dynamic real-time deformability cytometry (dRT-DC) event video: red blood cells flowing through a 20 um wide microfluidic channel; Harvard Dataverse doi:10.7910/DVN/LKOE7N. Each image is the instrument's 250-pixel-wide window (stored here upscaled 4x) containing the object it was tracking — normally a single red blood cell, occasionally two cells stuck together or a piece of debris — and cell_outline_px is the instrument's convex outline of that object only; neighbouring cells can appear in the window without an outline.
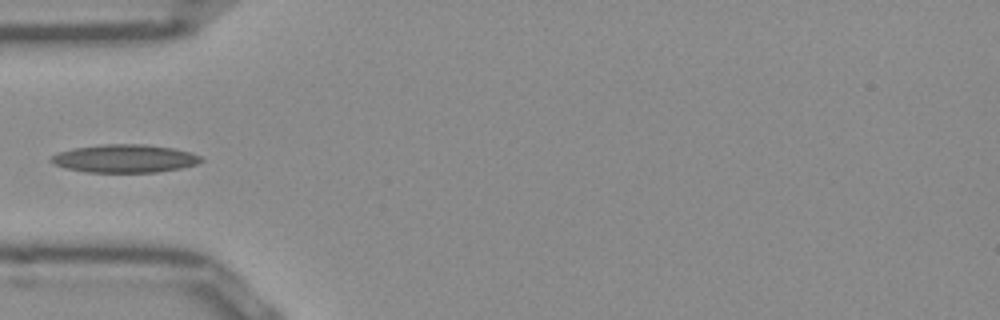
{"species": "Egyptian fruit bat (a non-hibernating species)", "species_latin": "Rousettus aegyptiacus", "temperature_condition": "room temperature", "stored_images_in_passage": 36, "camera_frame_rate_fps": 3000, "um_per_image_px": 0.085, "frame": {"image": 1, "passage_image": 1, "time_ms": 0.0, "image_size_px": [1000, 320], "cell_outline_px": [[204, 160], [196, 164], [180, 168], [156, 172], [84, 172], [64, 168], [48, 160], [52, 156], [60, 152], [72, 148], [104, 144], [144, 144], [172, 148], [188, 152], [200, 156]], "centroid_in_image_um": [10.57, 13.48], "position_along_channel_um": 74.4, "area_um2": 24.39}}
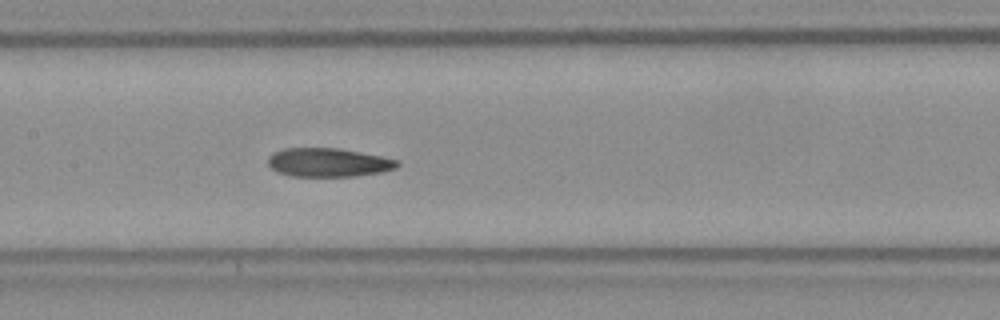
{"frame": {"image": 2, "passage_image": 9, "time_ms": 2.667, "image_size_px": [1000, 320], "cell_outline_px": [[400, 164], [396, 168], [380, 172], [356, 176], [292, 176], [276, 172], [268, 164], [268, 156], [284, 148], [340, 148], [400, 160]], "centroid_in_image_um": [27.92, 13.81], "position_along_channel_um": 179.5, "area_um2": 21.62}}
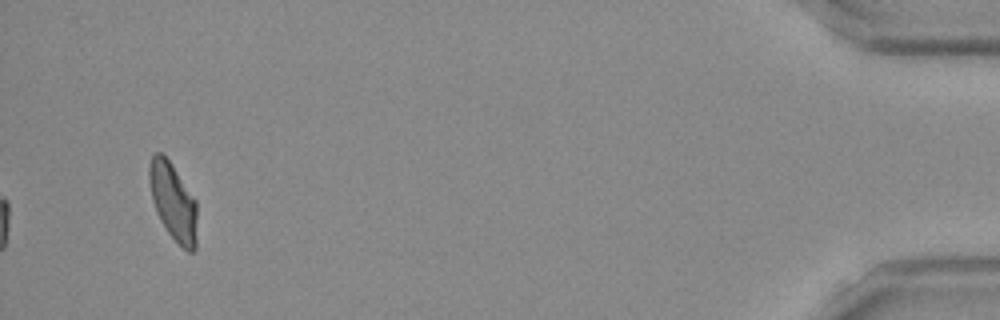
{"frame": {"image": 3, "passage_image": 34, "time_ms": 11.0, "image_size_px": [1000, 320], "cell_outline_px": [[196, 248], [192, 252], [188, 252], [168, 232], [160, 220], [156, 212], [152, 200], [148, 180], [148, 164], [152, 156], [156, 152], [160, 152], [168, 160], [196, 200]], "centroid_in_image_um": [14.69, 17.14], "position_along_channel_um": 420.5, "area_um2": 21.33}}